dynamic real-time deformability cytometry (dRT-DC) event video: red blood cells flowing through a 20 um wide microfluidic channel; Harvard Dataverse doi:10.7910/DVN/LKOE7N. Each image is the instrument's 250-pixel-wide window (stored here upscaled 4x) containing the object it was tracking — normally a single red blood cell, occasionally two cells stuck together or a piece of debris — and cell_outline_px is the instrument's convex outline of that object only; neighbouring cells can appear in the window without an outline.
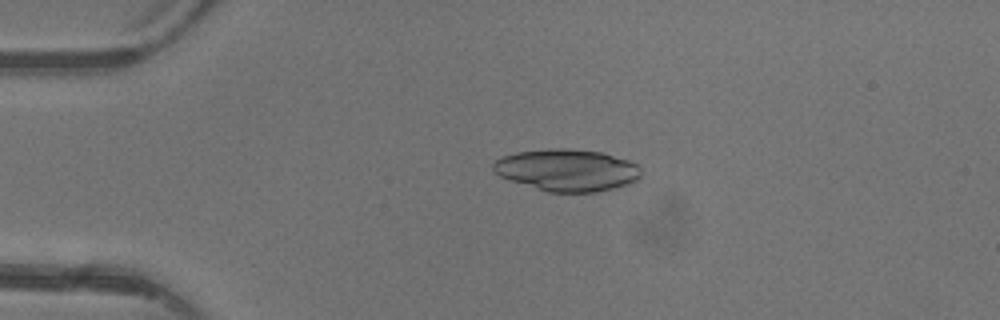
{"species": "common noctule bat (a hibernating species)", "species_latin": "Nyctalus noctula", "temperature_condition": "warm", "stored_images_in_passage": 4, "camera_frame_rate_fps": 3000, "um_per_image_px": 0.085, "animal": {"sex": "female"}, "frame": {"image": 1, "passage_image": 3, "time_ms": 2.333, "image_size_px": [1000, 320], "cell_outline_px": [[640, 176], [636, 180], [628, 184], [596, 192], [548, 192], [500, 176], [492, 168], [492, 164], [496, 160], [504, 156], [516, 152], [548, 148], [568, 148], [604, 152], [628, 160], [636, 164], [640, 168]], "centroid_in_image_um": [48.21, 14.44], "position_along_channel_um": 36.8, "area_um2": 36.01}}